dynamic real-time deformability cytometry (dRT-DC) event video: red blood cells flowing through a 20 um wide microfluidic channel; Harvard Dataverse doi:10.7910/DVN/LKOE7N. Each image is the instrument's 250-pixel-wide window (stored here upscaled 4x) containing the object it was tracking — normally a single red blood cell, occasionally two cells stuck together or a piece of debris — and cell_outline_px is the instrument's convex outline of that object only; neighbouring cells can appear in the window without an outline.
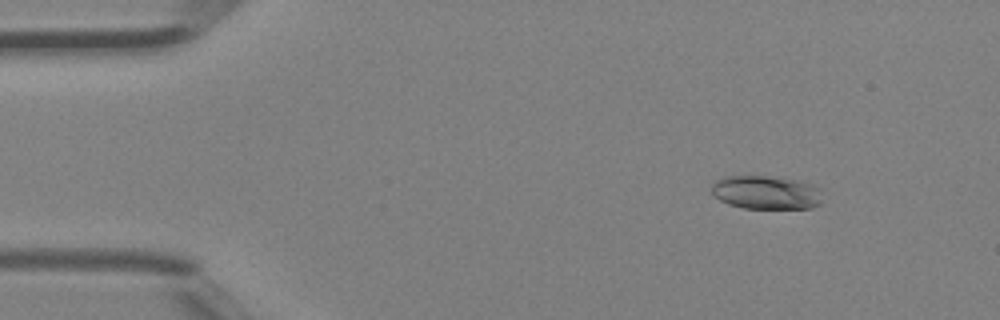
{"species": "Egyptian fruit bat (a non-hibernating species)", "species_latin": "Rousettus aegyptiacus", "temperature_condition": "room temperature", "stored_images_in_passage": 5, "camera_frame_rate_fps": 3000, "um_per_image_px": 0.085, "animal": {"sex": "female"}, "frame": {"image": 1, "passage_image": 2, "time_ms": 0.333, "image_size_px": [1000, 320], "cell_outline_px": [[820, 204], [812, 208], [744, 208], [728, 204], [720, 200], [712, 192], [712, 184], [716, 180], [724, 176], [764, 176], [800, 180], [812, 184], [816, 188], [820, 200]], "centroid_in_image_um": [65.08, 16.35], "position_along_channel_um": 19.9, "area_um2": 21.44}}